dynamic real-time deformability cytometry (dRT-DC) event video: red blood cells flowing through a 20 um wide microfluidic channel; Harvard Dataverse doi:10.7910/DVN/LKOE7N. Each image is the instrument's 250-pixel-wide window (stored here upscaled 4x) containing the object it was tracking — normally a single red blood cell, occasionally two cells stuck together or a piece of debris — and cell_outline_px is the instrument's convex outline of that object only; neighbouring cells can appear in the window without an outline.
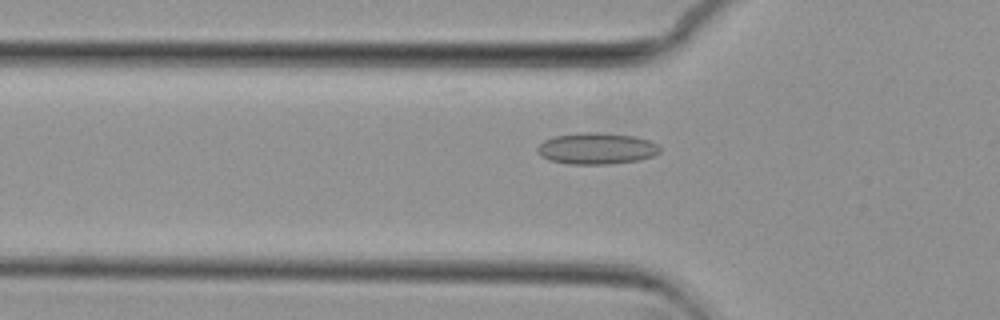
{"species": "common noctule bat (a hibernating species)", "species_latin": "Nyctalus noctula", "temperature_condition": "cold", "stored_images_in_passage": 40, "camera_frame_rate_fps": 3000, "um_per_image_px": 0.085, "animal": {"sex": "female", "body_mass_g": 29.2, "forearm_length_mm": 56.3}, "frame": {"image": 1, "passage_image": 16, "time_ms": 5.0, "image_size_px": [1000, 320], "cell_outline_px": [[660, 152], [652, 156], [640, 160], [608, 164], [568, 164], [548, 160], [540, 156], [536, 152], [536, 148], [544, 140], [556, 136], [584, 132], [596, 132], [636, 136], [648, 140], [656, 144], [660, 148]], "centroid_in_image_um": [50.68, 12.63], "position_along_channel_um": 75.1, "area_um2": 22.48}}
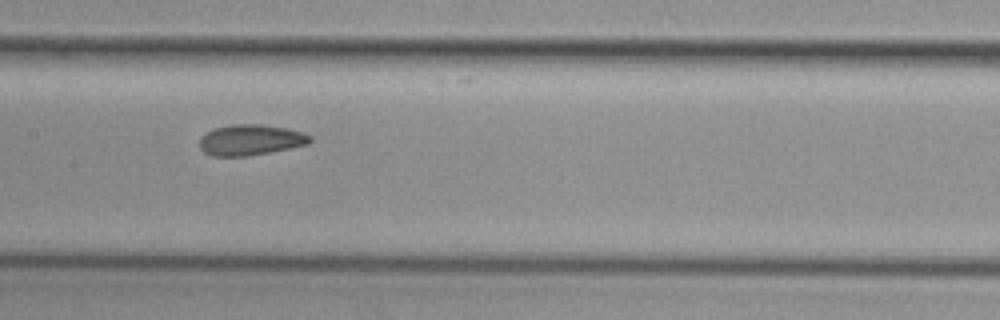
{"frame": {"image": 2, "passage_image": 25, "time_ms": 8.0, "image_size_px": [1000, 320], "cell_outline_px": [[312, 140], [308, 144], [248, 156], [212, 156], [204, 152], [200, 148], [200, 136], [212, 128], [232, 124], [260, 124], [288, 128], [312, 136]], "centroid_in_image_um": [21.26, 11.88], "position_along_channel_um": 186.1, "area_um2": 19.83}}
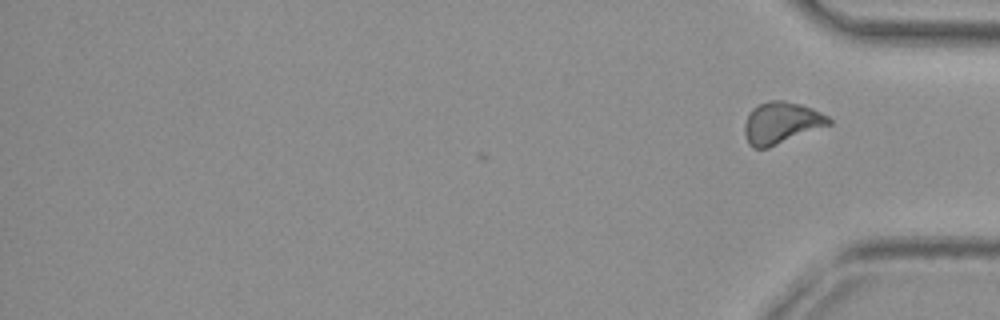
{"frame": {"image": 3, "passage_image": 40, "time_ms": 13.0, "image_size_px": [1000, 320], "cell_outline_px": [[832, 124], [768, 148], [752, 148], [748, 144], [744, 132], [744, 124], [748, 112], [752, 108], [768, 100], [784, 100], [800, 104], [812, 108], [828, 116], [832, 120]], "centroid_in_image_um": [66.39, 10.44], "position_along_channel_um": 368.8, "area_um2": 20.69}, "authors_computed_cell_mechanics": {"area_um2": 20.3456, "velocity_mm_per_s": 3.678, "shape_relaxation_time_tau1_ms": null, "shape_relaxation_time_tau2_ms": 2.1445, "deformation_change_tau1": null, "deformation_change_tau2": 0.0803}}